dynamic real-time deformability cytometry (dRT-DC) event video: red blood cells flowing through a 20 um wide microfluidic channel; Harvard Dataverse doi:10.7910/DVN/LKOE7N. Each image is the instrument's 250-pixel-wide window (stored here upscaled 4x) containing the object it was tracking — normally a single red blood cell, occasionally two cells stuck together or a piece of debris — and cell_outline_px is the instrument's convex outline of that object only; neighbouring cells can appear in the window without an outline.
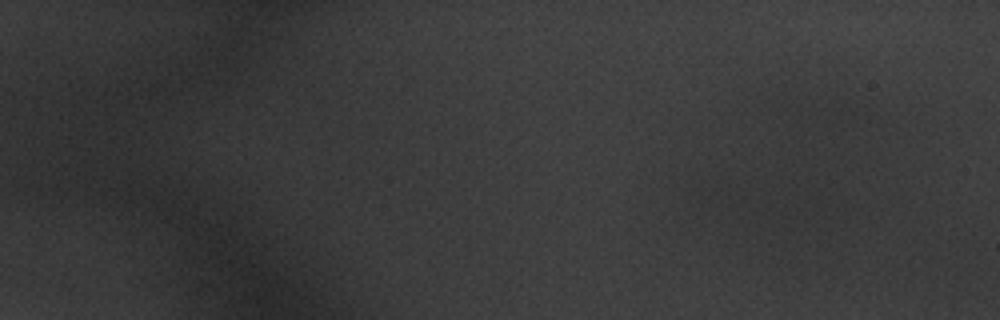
{"species": "common noctule bat (a hibernating species)", "species_latin": "Nyctalus noctula", "temperature_condition": "warm", "stored_images_in_passage": 4, "segment_of_instrument_passage": [1, 2], "camera_frame_rate_fps": 3000, "um_per_image_px": 0.085, "animal": {"sex": "male", "body_mass_g": 20.1, "forearm_length_mm": 53.5}, "frame": {"image": 1, "passage_image": 2, "time_ms": 0.333, "image_size_px": [1000, 320], "cell_outline_px": [[812, 212], [808, 224], [796, 228], [784, 228], [708, 200], [696, 188], [704, 180], [720, 172], [804, 200]], "centroid_in_image_um": [64.28, 17.07], "position_along_channel_um": 20.7, "area_um2": 24.22}}